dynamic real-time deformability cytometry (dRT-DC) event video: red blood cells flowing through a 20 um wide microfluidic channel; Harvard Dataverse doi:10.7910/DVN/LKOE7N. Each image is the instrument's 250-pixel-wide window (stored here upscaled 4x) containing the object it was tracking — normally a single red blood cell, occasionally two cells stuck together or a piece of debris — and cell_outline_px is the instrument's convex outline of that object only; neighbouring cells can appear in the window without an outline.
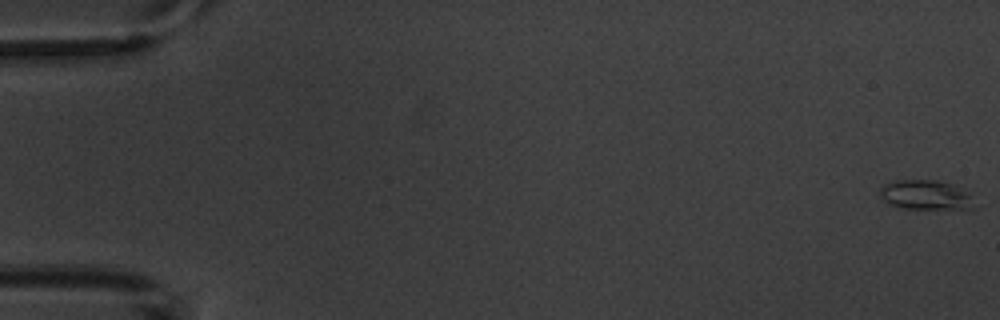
{"species": "common noctule bat (a hibernating species)", "species_latin": "Nyctalus noctula", "temperature_condition": "warm", "stored_images_in_passage": 7, "camera_frame_rate_fps": 3000, "um_per_image_px": 0.085, "animal": {"sex": "male", "body_mass_g": 20.1, "forearm_length_mm": 53.5}, "frame": {"image": 1, "passage_image": 1, "time_ms": 0.0, "image_size_px": [1000, 320], "cell_outline_px": [[976, 208], [904, 208], [888, 204], [880, 196], [880, 188], [884, 184], [892, 180], [940, 180], [956, 184], [968, 192], [972, 196]], "centroid_in_image_um": [78.7, 16.54], "position_along_channel_um": 6.3, "area_um2": 16.47}}
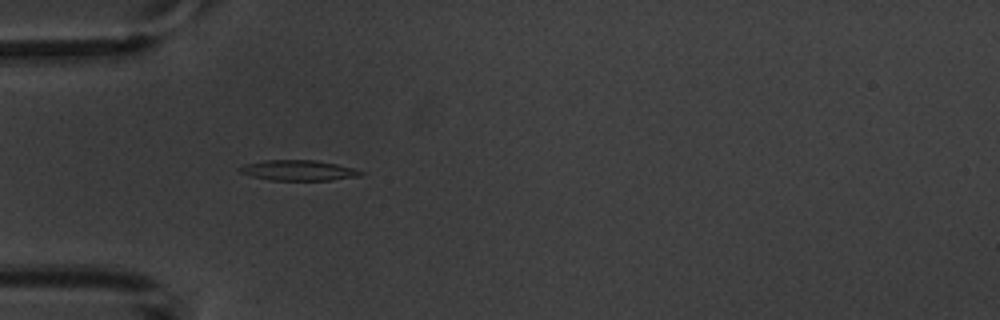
{"frame": {"image": 2, "passage_image": 6, "time_ms": 5.667, "image_size_px": [1000, 320], "cell_outline_px": [[364, 172], [360, 176], [332, 180], [268, 180], [252, 176], [240, 172], [236, 168], [244, 164], [264, 160], [316, 160], [336, 164], [352, 168]], "centroid_in_image_um": [25.32, 14.48], "position_along_channel_um": 59.7, "area_um2": 14.39}}